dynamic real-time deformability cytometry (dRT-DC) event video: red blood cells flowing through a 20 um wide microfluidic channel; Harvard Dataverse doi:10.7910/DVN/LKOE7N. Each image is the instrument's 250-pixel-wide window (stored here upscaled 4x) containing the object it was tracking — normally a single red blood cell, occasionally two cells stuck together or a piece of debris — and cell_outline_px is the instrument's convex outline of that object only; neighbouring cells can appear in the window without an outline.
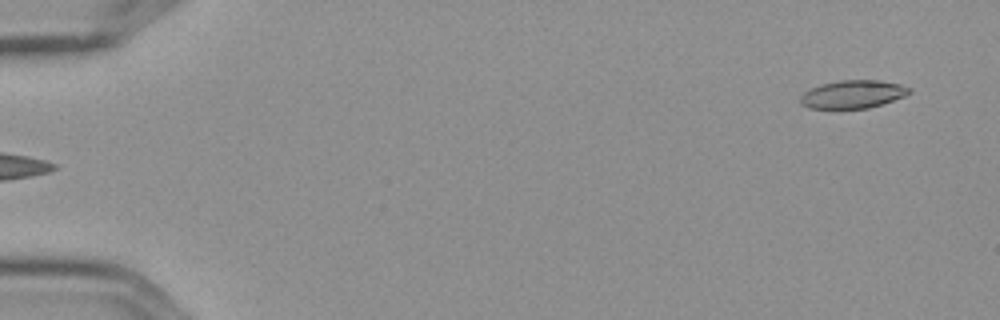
{"species": "Egyptian fruit bat (a non-hibernating species)", "species_latin": "Rousettus aegyptiacus", "temperature_condition": "cold", "stored_images_in_passage": 5, "camera_frame_rate_fps": 3000, "um_per_image_px": 0.085, "frame": {"image": 1, "passage_image": 5, "time_ms": 1.333, "image_size_px": [1000, 320], "cell_outline_px": [[912, 92], [904, 96], [868, 108], [808, 108], [800, 104], [800, 96], [804, 92], [820, 84], [840, 80], [880, 80], [900, 84], [912, 88]], "centroid_in_image_um": [72.49, 8.0], "position_along_channel_um": 12.5, "area_um2": 17.74}}